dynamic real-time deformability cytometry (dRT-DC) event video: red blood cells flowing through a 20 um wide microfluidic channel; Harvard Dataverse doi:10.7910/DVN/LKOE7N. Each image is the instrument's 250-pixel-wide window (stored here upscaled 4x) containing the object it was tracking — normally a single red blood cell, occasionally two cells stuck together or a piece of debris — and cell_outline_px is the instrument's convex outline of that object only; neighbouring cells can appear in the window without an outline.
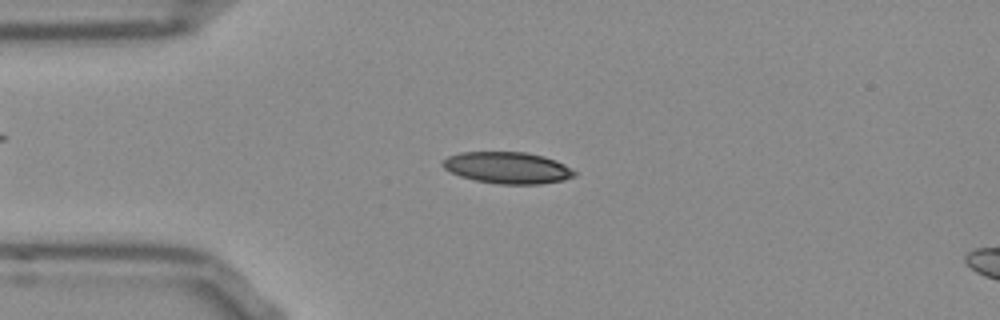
{"species": "Egyptian fruit bat (a non-hibernating species)", "species_latin": "Rousettus aegyptiacus", "temperature_condition": "room temperature", "stored_images_in_passage": 40, "camera_frame_rate_fps": 3000, "um_per_image_px": 0.085, "frame": {"image": 1, "passage_image": 9, "time_ms": 2.667, "image_size_px": [1000, 320], "cell_outline_px": [[576, 176], [564, 180], [540, 184], [496, 184], [476, 180], [460, 176], [444, 168], [440, 164], [440, 160], [448, 156], [460, 152], [524, 152], [544, 156], [556, 160], [572, 168], [576, 172]], "centroid_in_image_um": [43.14, 14.26], "position_along_channel_um": 41.9, "area_um2": 24.45}}
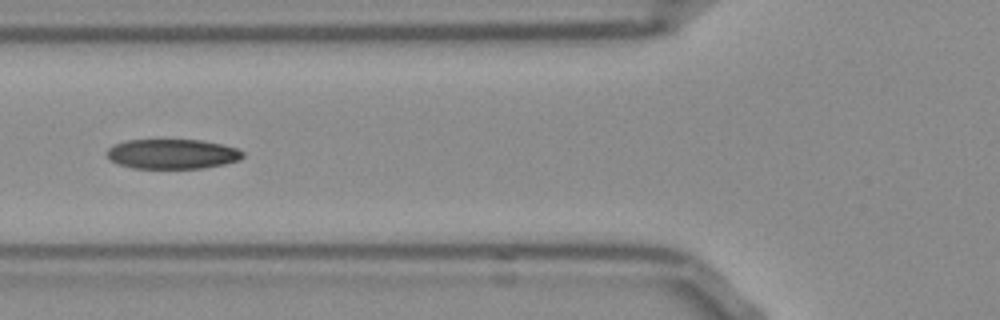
{"frame": {"image": 2, "passage_image": 16, "time_ms": 5.0, "image_size_px": [1000, 320], "cell_outline_px": [[244, 156], [240, 160], [224, 164], [200, 168], [132, 168], [120, 164], [112, 160], [108, 156], [108, 148], [112, 144], [128, 140], [200, 140], [220, 144], [236, 148], [244, 152]], "centroid_in_image_um": [14.66, 13.08], "position_along_channel_um": 111.1, "area_um2": 23.41}}
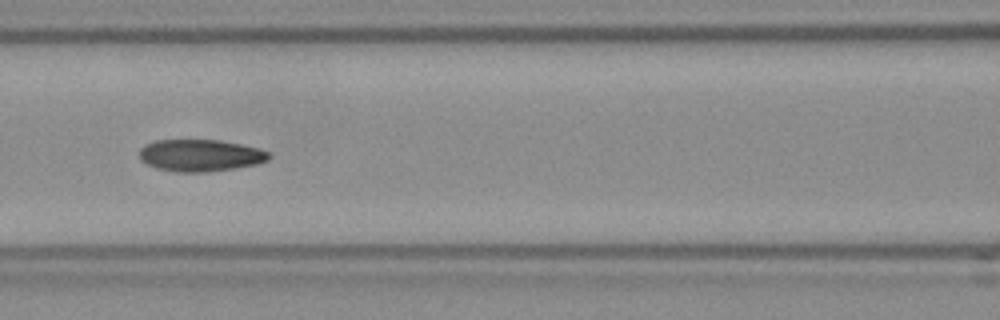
{"frame": {"image": 3, "passage_image": 19, "time_ms": 6.0, "image_size_px": [1000, 320], "cell_outline_px": [[272, 156], [268, 160], [256, 164], [236, 168], [208, 172], [176, 172], [160, 168], [148, 164], [140, 160], [140, 148], [144, 144], [156, 140], [220, 140], [260, 148], [268, 152]], "centroid_in_image_um": [17.05, 13.2], "position_along_channel_um": 149.6, "area_um2": 24.16}, "authors_computed_cell_mechanics": {"area_um2": 23.9581, "velocity_mm_per_s": 3.793, "shape_relaxation_time_tau1_ms": 10.6735, "shape_relaxation_time_tau2_ms": 3.9222, "deformation_change_tau1": 0.2397, "deformation_change_tau2": 0.1038}}